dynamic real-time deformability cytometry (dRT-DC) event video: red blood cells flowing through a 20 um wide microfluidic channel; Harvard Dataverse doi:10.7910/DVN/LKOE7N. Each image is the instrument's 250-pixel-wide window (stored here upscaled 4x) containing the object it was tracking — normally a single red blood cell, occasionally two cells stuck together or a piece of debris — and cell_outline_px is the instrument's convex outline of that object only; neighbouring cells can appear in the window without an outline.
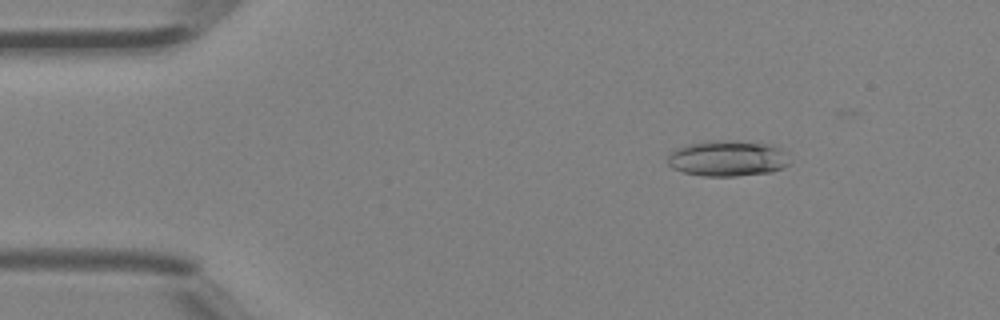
{"species": "Egyptian fruit bat (a non-hibernating species)", "species_latin": "Rousettus aegyptiacus", "temperature_condition": "room temperature", "stored_images_in_passage": 45, "camera_frame_rate_fps": 3000, "um_per_image_px": 0.085, "animal": {"sex": "female"}, "frame": {"image": 1, "passage_image": 7, "time_ms": 2.0, "image_size_px": [1000, 320], "cell_outline_px": [[788, 164], [784, 168], [772, 172], [736, 176], [704, 176], [684, 172], [672, 168], [668, 164], [668, 156], [676, 148], [684, 144], [704, 140], [732, 140], [772, 144], [780, 148], [784, 152]], "centroid_in_image_um": [61.82, 13.45], "position_along_channel_um": 23.2, "area_um2": 25.72}}
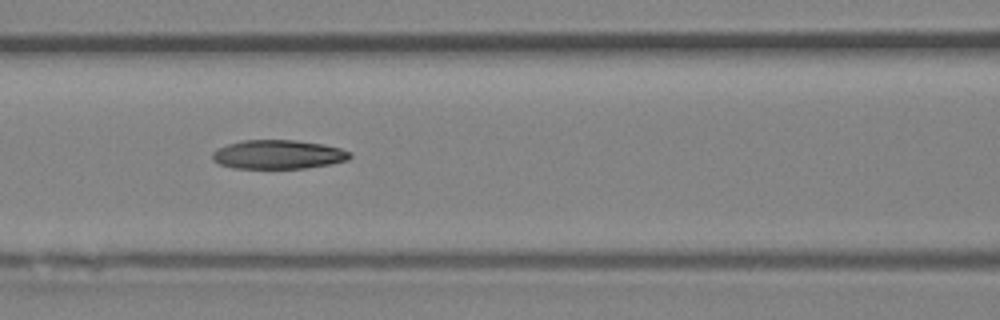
{"frame": {"image": 2, "passage_image": 20, "time_ms": 6.333, "image_size_px": [1000, 320], "cell_outline_px": [[352, 156], [348, 160], [332, 164], [304, 168], [232, 168], [220, 164], [212, 160], [212, 152], [216, 148], [228, 144], [244, 140], [296, 140], [320, 144], [340, 148], [352, 152]], "centroid_in_image_um": [23.64, 13.13], "position_along_channel_um": 143.0, "area_um2": 23.29}}
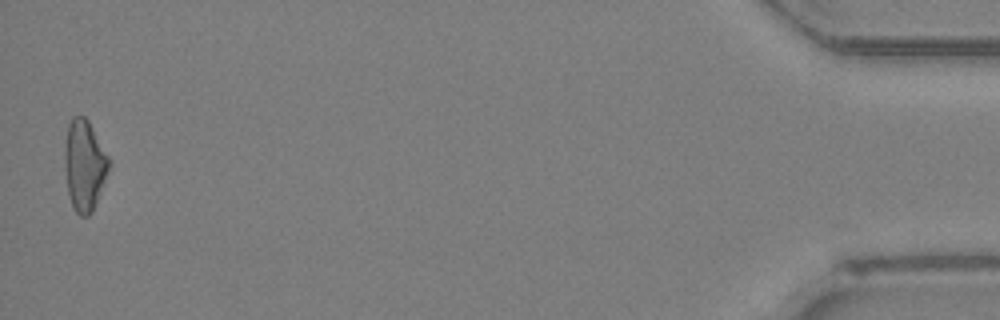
{"frame": {"image": 3, "passage_image": 45, "time_ms": 14.667, "image_size_px": [1000, 320], "cell_outline_px": [[112, 164], [92, 212], [88, 216], [80, 216], [76, 212], [72, 204], [68, 192], [64, 168], [64, 152], [68, 124], [72, 116], [84, 116], [88, 120], [112, 160]], "centroid_in_image_um": [7.2, 14.03], "position_along_channel_um": 428.0, "area_um2": 23.76}, "authors_computed_cell_mechanics": {"area_um2": 23.6402, "velocity_mm_per_s": 4.5782, "shape_relaxation_time_tau1_ms": 7.3866, "shape_relaxation_time_tau2_ms": 7.2511, "deformation_change_tau1": 0.1909, "deformation_change_tau2": 0.2024}}